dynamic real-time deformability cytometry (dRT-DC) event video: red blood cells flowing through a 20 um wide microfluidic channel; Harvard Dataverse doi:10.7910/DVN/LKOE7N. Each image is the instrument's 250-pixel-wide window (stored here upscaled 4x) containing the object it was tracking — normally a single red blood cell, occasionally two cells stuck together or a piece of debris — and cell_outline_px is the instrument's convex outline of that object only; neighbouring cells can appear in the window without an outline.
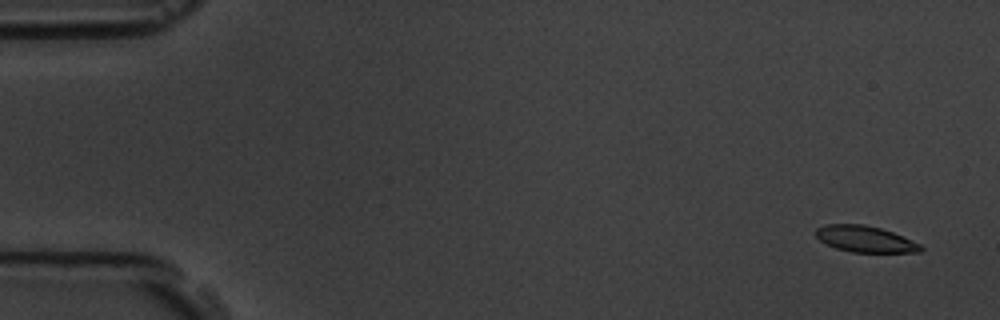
{"species": "common noctule bat (a hibernating species)", "species_latin": "Nyctalus noctula", "temperature_condition": "room temperature", "stored_images_in_passage": 5, "camera_frame_rate_fps": 3000, "um_per_image_px": 0.085, "animal": {"sex": "male", "body_mass_g": 19.5, "forearm_length_mm": 54.6}, "frame": {"image": 1, "passage_image": 1, "time_ms": 0.0, "image_size_px": [1000, 320], "cell_outline_px": [[924, 248], [920, 252], [852, 252], [836, 248], [820, 240], [816, 236], [816, 228], [824, 224], [864, 224], [880, 228], [892, 232], [920, 244]], "centroid_in_image_um": [73.52, 20.31], "position_along_channel_um": 11.5, "area_um2": 15.9}}
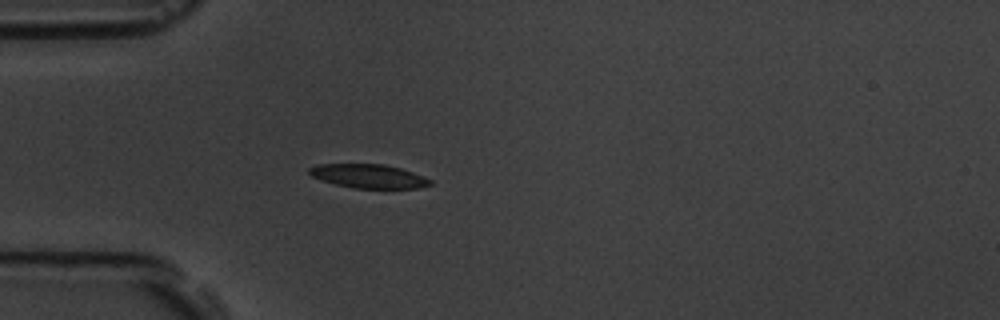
{"frame": {"image": 2, "passage_image": 5, "time_ms": 4.667, "image_size_px": [1000, 320], "cell_outline_px": [[432, 184], [420, 188], [352, 188], [320, 180], [312, 176], [308, 172], [308, 168], [316, 164], [384, 164], [400, 168], [424, 176], [432, 180]], "centroid_in_image_um": [31.32, 14.97], "position_along_channel_um": 53.7, "area_um2": 16.88}}